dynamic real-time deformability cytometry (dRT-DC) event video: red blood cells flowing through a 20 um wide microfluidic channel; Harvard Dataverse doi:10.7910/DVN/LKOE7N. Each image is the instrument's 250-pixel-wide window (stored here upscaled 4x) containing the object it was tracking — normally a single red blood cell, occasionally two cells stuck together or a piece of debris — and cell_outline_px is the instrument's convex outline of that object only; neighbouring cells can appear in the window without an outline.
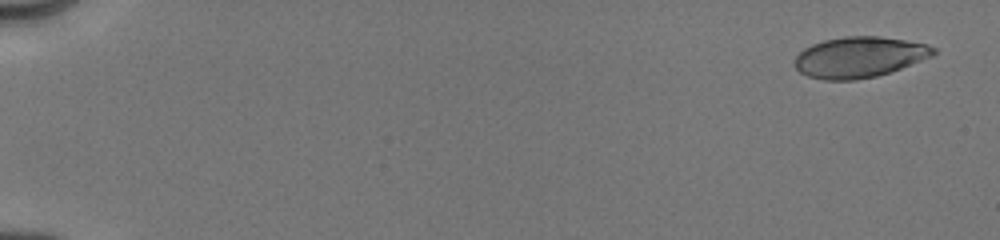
{"species": "human", "species_latin": "Homo sapiens", "temperature_condition": "cold", "stored_images_in_passage": 29, "camera_frame_rate_fps": 3000, "um_per_image_px": 0.085, "donor": {"sex": "male"}, "frame": {"image": 1, "passage_image": 2, "time_ms": 0.667, "image_size_px": [1000, 240], "cell_outline_px": [[936, 52], [932, 56], [900, 68], [876, 76], [856, 80], [824, 80], [808, 76], [800, 72], [796, 68], [796, 56], [804, 48], [812, 44], [824, 40], [844, 36], [880, 36], [928, 44], [936, 48]], "centroid_in_image_um": [73.04, 4.85], "position_along_channel_um": 12.0, "area_um2": 32.77}}
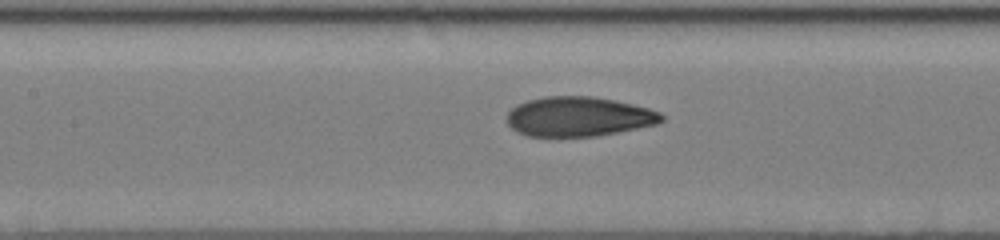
{"frame": {"image": 2, "passage_image": 15, "time_ms": 8.667, "image_size_px": [1000, 240], "cell_outline_px": [[664, 120], [656, 124], [596, 136], [528, 136], [516, 132], [508, 124], [508, 112], [516, 104], [528, 100], [544, 96], [592, 96], [632, 104], [648, 108], [660, 112], [664, 116]], "centroid_in_image_um": [49.16, 9.9], "position_along_channel_um": 158.2, "area_um2": 35.55}}
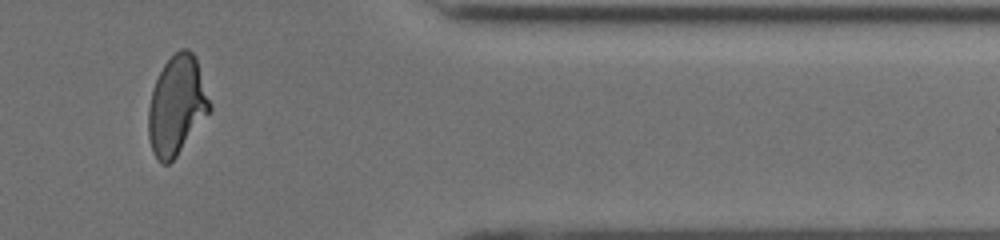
{"frame": {"image": 3, "passage_image": 25, "time_ms": 15.0, "image_size_px": [1000, 240], "cell_outline_px": [[212, 108], [176, 156], [168, 164], [160, 164], [156, 160], [152, 152], [148, 136], [148, 108], [152, 88], [164, 64], [180, 48], [188, 48], [196, 56], [212, 104]], "centroid_in_image_um": [15.02, 8.96], "position_along_channel_um": 396.4, "area_um2": 35.49}, "authors_computed_cell_mechanics": {"area_um2": 35.0846, "velocity_mm_per_s": 4.0373, "shape_relaxation_time_tau1_ms": 7.6108, "shape_relaxation_time_tau2_ms": 0.9632, "deformation_change_tau1": 0.2236, "deformation_change_tau2": 0.0668}}